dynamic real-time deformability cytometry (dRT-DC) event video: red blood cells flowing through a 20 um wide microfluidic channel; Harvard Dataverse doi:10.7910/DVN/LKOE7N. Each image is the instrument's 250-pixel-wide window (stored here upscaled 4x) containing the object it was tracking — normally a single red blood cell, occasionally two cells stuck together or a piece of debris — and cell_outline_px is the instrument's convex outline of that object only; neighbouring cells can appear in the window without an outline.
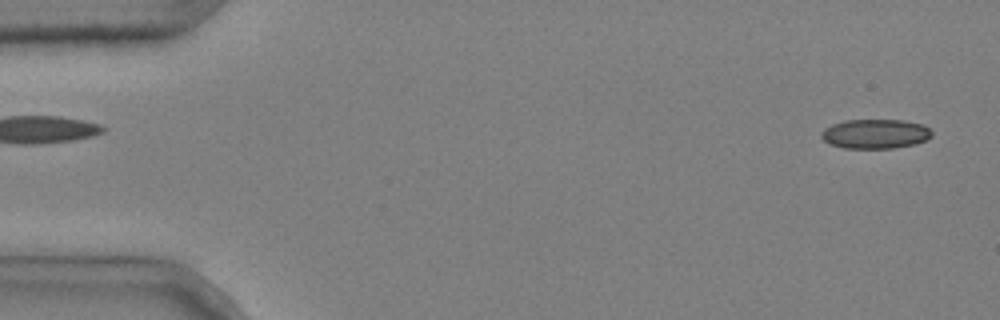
{"species": "common noctule bat (a hibernating species)", "species_latin": "Nyctalus noctula", "temperature_condition": "cold", "stored_images_in_passage": 2, "segment_of_instrument_passage": [2, 2], "camera_frame_rate_fps": 3000, "um_per_image_px": 0.085, "animal": {"sex": "male", "body_mass_g": 20.4}, "frame": {"image": 1, "passage_image": 2, "time_ms": 0.333, "image_size_px": [1000, 320], "cell_outline_px": [[932, 136], [916, 144], [892, 148], [844, 148], [828, 144], [820, 136], [820, 132], [824, 128], [832, 124], [844, 120], [904, 120], [924, 124], [932, 132]], "centroid_in_image_um": [74.37, 11.37], "position_along_channel_um": 10.6, "area_um2": 19.13}}